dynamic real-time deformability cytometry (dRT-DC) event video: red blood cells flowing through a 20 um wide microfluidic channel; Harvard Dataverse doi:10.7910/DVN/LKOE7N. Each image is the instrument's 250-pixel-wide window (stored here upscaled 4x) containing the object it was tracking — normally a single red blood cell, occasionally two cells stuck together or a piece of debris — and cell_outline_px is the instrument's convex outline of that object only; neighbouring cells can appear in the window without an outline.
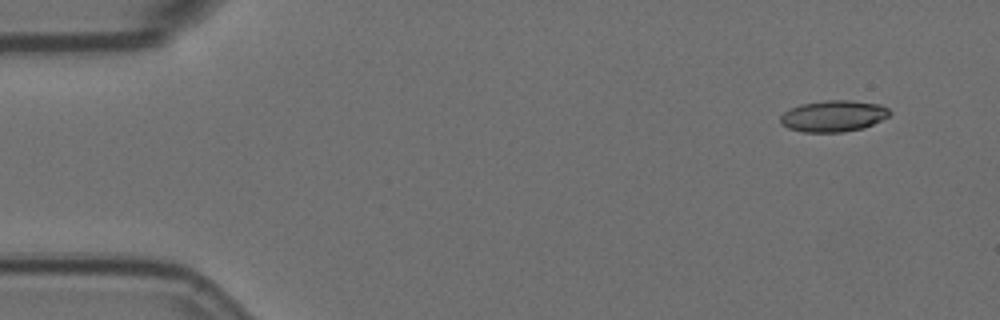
{"species": "Egyptian fruit bat (a non-hibernating species)", "species_latin": "Rousettus aegyptiacus", "temperature_condition": "room temperature", "stored_images_in_passage": 5, "camera_frame_rate_fps": 3000, "um_per_image_px": 0.085, "animal": {"sex": "female"}, "frame": {"image": 1, "passage_image": 1, "time_ms": 0.0, "image_size_px": [1000, 320], "cell_outline_px": [[892, 112], [888, 116], [864, 128], [844, 132], [804, 132], [788, 128], [780, 124], [780, 116], [784, 112], [792, 108], [804, 104], [824, 100], [852, 100], [880, 104], [888, 108]], "centroid_in_image_um": [70.85, 9.86], "position_along_channel_um": 14.1, "area_um2": 19.94}}
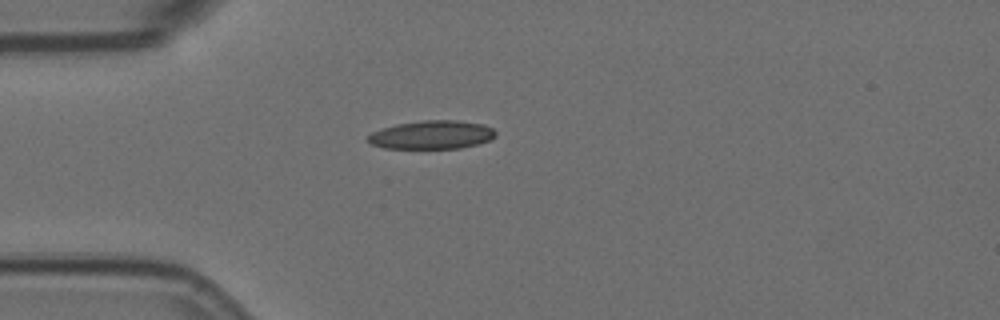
{"frame": {"image": 2, "passage_image": 4, "time_ms": 1.0, "image_size_px": [1000, 320], "cell_outline_px": [[496, 136], [488, 140], [476, 144], [460, 148], [384, 148], [368, 144], [364, 140], [372, 132], [396, 124], [424, 120], [456, 120], [484, 124], [492, 128], [496, 132]], "centroid_in_image_um": [36.67, 11.46], "position_along_channel_um": 48.3, "area_um2": 21.21}}